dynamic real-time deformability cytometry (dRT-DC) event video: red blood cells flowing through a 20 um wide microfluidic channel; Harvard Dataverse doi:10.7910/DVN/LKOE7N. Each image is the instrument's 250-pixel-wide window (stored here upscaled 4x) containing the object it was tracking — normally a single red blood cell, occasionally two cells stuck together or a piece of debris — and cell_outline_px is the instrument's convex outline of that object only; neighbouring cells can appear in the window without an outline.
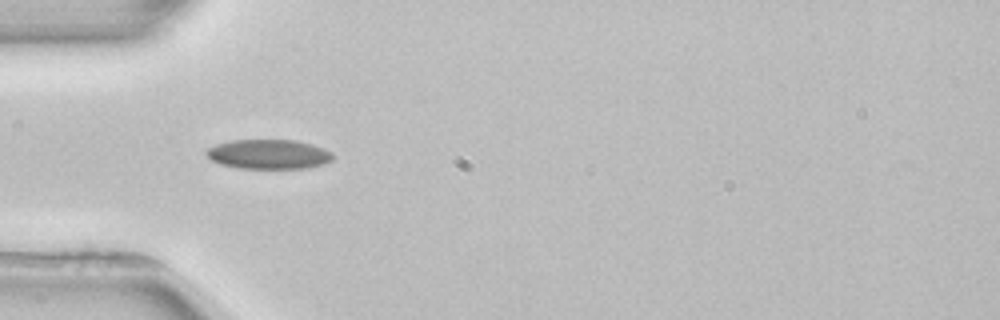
{"species": "common noctule bat (a hibernating species)", "species_latin": "Nyctalus noctula", "temperature_condition": "room temperature", "stored_images_in_passage": 3, "camera_frame_rate_fps": 3000, "um_per_image_px": 0.085, "animal": {"sex": "female", "body_mass_g": 22.7, "forearm_length_mm": 54.2}, "frame": {"image": 1, "passage_image": 3, "time_ms": 2.667, "image_size_px": [1000, 320], "cell_outline_px": [[332, 160], [324, 164], [304, 168], [240, 168], [220, 164], [212, 160], [204, 152], [208, 148], [216, 144], [232, 140], [296, 140], [312, 144], [324, 148], [332, 152]], "centroid_in_image_um": [22.84, 13.1], "position_along_channel_um": 62.2, "area_um2": 21.73}}